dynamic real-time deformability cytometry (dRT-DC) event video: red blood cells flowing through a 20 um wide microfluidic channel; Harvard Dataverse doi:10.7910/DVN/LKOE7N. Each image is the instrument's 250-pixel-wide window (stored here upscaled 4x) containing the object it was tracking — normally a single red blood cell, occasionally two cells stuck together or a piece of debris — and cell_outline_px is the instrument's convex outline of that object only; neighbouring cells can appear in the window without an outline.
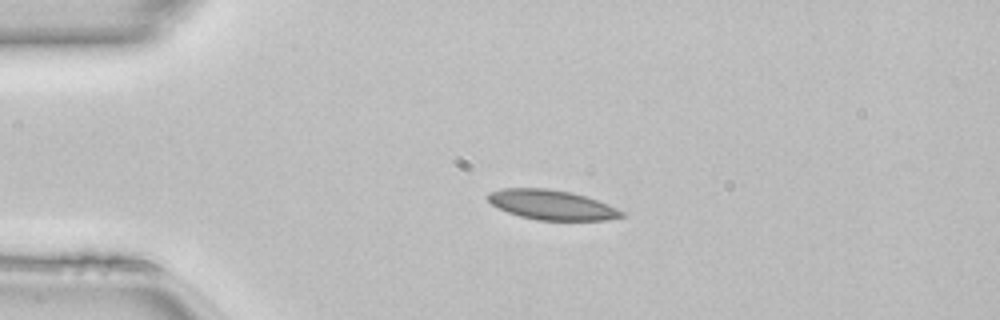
{"species": "common noctule bat (a hibernating species)", "species_latin": "Nyctalus noctula", "temperature_condition": "room temperature", "stored_images_in_passage": 48, "camera_frame_rate_fps": 3000, "um_per_image_px": 0.085, "animal": {"sex": "female", "body_mass_g": 22.7, "forearm_length_mm": 54.2}, "frame": {"image": 1, "passage_image": 10, "time_ms": 3.0, "image_size_px": [1000, 320], "cell_outline_px": [[624, 216], [608, 220], [536, 220], [520, 216], [508, 212], [492, 204], [484, 196], [488, 192], [500, 188], [548, 188], [572, 192], [608, 204], [624, 212]], "centroid_in_image_um": [46.86, 17.4], "position_along_channel_um": 38.1, "area_um2": 23.24}}
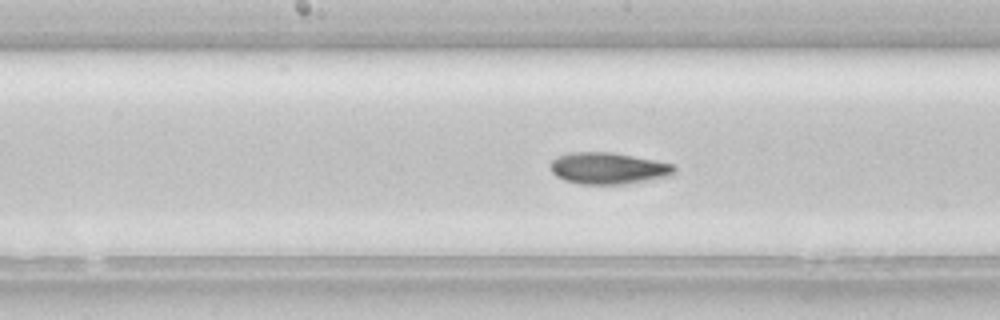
{"frame": {"image": 2, "passage_image": 24, "time_ms": 7.667, "image_size_px": [1000, 320], "cell_outline_px": [[676, 172], [672, 176], [624, 184], [580, 184], [564, 180], [556, 176], [552, 172], [548, 164], [556, 156], [568, 152], [612, 152], [656, 160], [676, 164]], "centroid_in_image_um": [51.71, 14.3], "position_along_channel_um": 196.5, "area_um2": 23.24}}
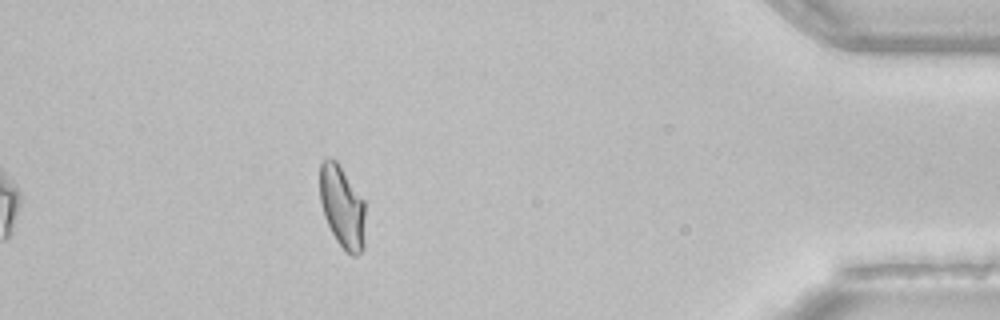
{"frame": {"image": 3, "passage_image": 43, "time_ms": 14.0, "image_size_px": [1000, 320], "cell_outline_px": [[364, 248], [356, 256], [352, 256], [344, 252], [336, 240], [324, 216], [320, 200], [320, 164], [328, 156], [336, 160], [364, 200]], "centroid_in_image_um": [29.08, 17.6], "position_along_channel_um": 406.1, "area_um2": 21.85}, "authors_computed_cell_mechanics": {"area_um2": 22.5709, "velocity_mm_per_s": 4.1316, "shape_relaxation_time_tau1_ms": 10.8642, "shape_relaxation_time_tau2_ms": 2.0089, "deformation_change_tau1": 0.2032, "deformation_change_tau2": 0.0587}}